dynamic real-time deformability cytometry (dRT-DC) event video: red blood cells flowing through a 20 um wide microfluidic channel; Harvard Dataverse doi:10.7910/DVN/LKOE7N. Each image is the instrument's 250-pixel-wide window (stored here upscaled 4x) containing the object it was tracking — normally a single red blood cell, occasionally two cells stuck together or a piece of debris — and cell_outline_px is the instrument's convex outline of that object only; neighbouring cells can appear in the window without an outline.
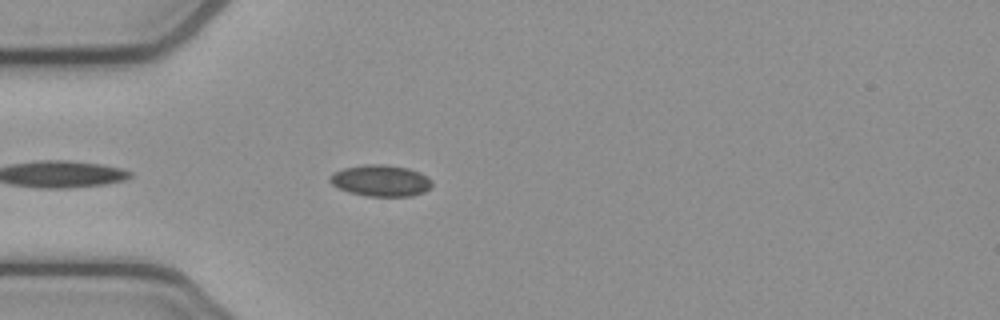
{"species": "common noctule bat (a hibernating species)", "species_latin": "Nyctalus noctula", "temperature_condition": "cold", "stored_images_in_passage": 1, "camera_frame_rate_fps": 3000, "um_per_image_px": 0.085, "animal": {"sex": "female", "body_mass_g": 21.9}, "frame": {"image": 1, "passage_image": 1, "time_ms": 0.0, "image_size_px": [1000, 320], "cell_outline_px": [[432, 188], [424, 192], [412, 196], [368, 196], [348, 192], [332, 184], [328, 180], [328, 176], [344, 168], [364, 164], [384, 164], [408, 168], [420, 172], [432, 180]], "centroid_in_image_um": [32.39, 15.35], "position_along_channel_um": 52.6, "area_um2": 18.79}}